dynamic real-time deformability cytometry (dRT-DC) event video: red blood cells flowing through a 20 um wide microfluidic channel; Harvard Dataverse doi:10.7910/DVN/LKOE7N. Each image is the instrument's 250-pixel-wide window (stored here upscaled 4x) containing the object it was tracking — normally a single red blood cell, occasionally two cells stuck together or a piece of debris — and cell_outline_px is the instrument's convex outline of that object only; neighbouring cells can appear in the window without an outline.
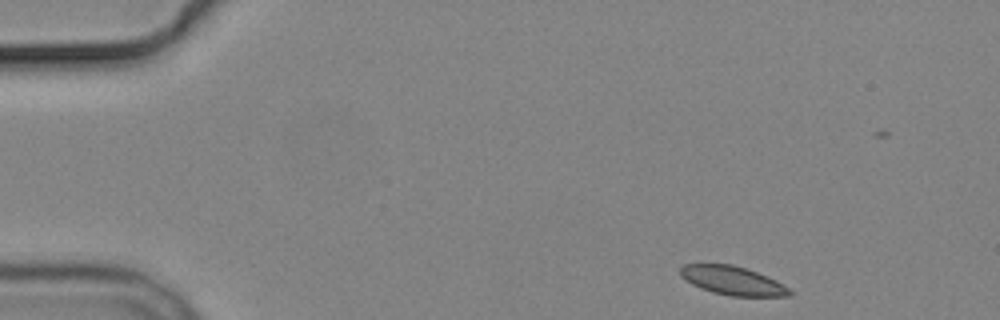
{"species": "common noctule bat (a hibernating species)", "species_latin": "Nyctalus noctula", "temperature_condition": "cold", "stored_images_in_passage": 4, "camera_frame_rate_fps": 3000, "um_per_image_px": 0.085, "animal": {"sex": "male", "body_mass_g": 19.2, "forearm_length_mm": 51.8}, "frame": {"image": 1, "passage_image": 1, "time_ms": 0.0, "image_size_px": [1000, 320], "cell_outline_px": [[792, 296], [732, 296], [712, 292], [700, 288], [692, 284], [680, 276], [680, 268], [684, 264], [732, 264], [756, 272], [776, 280], [788, 288], [792, 292]], "centroid_in_image_um": [62.25, 23.85], "position_along_channel_um": 22.7, "area_um2": 18.15}}